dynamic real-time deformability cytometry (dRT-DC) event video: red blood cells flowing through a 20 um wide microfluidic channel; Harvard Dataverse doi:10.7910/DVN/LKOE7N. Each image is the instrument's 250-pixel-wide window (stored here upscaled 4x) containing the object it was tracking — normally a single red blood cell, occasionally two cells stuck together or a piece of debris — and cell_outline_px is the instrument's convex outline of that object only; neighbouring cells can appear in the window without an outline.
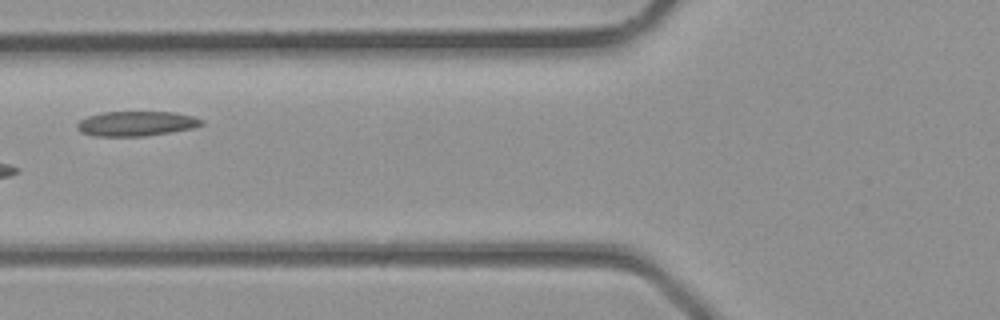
{"species": "common noctule bat (a hibernating species)", "species_latin": "Nyctalus noctula", "temperature_condition": "room temperature", "stored_images_in_passage": 4, "camera_frame_rate_fps": 3000, "um_per_image_px": 0.085, "animal": {"sex": "male", "body_mass_g": 23.1, "forearm_length_mm": 52.7}, "frame": {"image": 1, "passage_image": 4, "time_ms": 1.0, "image_size_px": [1000, 320], "cell_outline_px": [[204, 124], [192, 128], [144, 136], [92, 136], [80, 132], [76, 128], [76, 124], [80, 120], [88, 116], [104, 112], [172, 112], [192, 116], [204, 120]], "centroid_in_image_um": [11.54, 10.51], "position_along_channel_um": 114.3, "area_um2": 17.92}}